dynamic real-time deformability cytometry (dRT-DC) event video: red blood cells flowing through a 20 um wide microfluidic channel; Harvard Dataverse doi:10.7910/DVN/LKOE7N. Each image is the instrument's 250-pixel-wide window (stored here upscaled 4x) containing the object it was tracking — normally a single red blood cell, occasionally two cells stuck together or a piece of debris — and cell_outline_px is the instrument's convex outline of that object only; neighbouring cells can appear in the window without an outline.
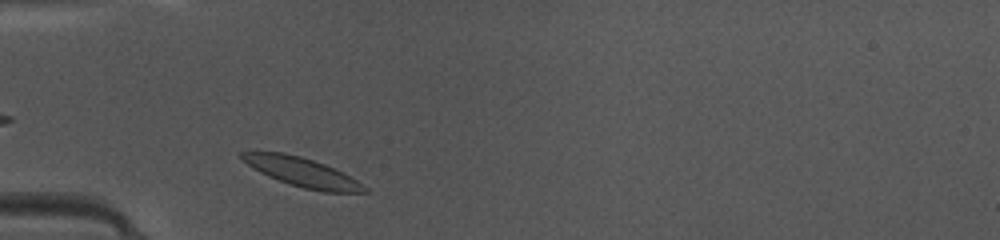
{"species": "common noctule bat (a hibernating species)", "species_latin": "Nyctalus noctula", "temperature_condition": "warm", "stored_images_in_passage": 34, "camera_frame_rate_fps": 3000, "um_per_image_px": 0.085, "animal": {"sex": "female", "body_mass_g": 10.0, "forearm_length_mm": 53.1}, "frame": {"image": 1, "passage_image": 1, "time_ms": 0.0, "image_size_px": [1000, 240], "cell_outline_px": [[368, 192], [324, 192], [304, 188], [280, 180], [260, 172], [252, 168], [240, 156], [240, 152], [284, 152], [300, 156], [324, 164], [356, 180], [368, 188]], "centroid_in_image_um": [25.68, 14.63], "position_along_channel_um": 59.3, "area_um2": 20.11}}
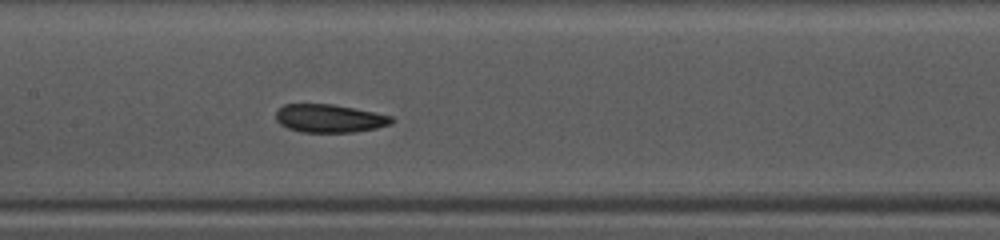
{"frame": {"image": 2, "passage_image": 10, "time_ms": 3.0, "image_size_px": [1000, 240], "cell_outline_px": [[396, 120], [392, 124], [376, 128], [352, 132], [300, 132], [288, 128], [280, 124], [276, 120], [276, 112], [284, 104], [332, 104], [392, 116]], "centroid_in_image_um": [28.01, 10.07], "position_along_channel_um": 179.4, "area_um2": 18.9}}
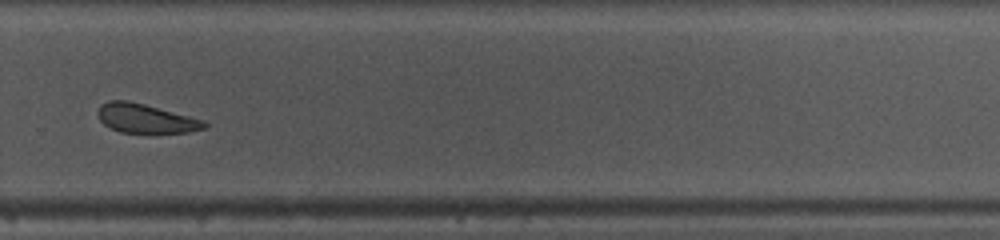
{"frame": {"image": 3, "passage_image": 20, "time_ms": 6.333, "image_size_px": [1000, 240], "cell_outline_px": [[208, 128], [188, 132], [152, 136], [120, 132], [104, 124], [100, 120], [96, 112], [100, 104], [108, 100], [128, 100], [144, 104], [204, 120], [208, 124]], "centroid_in_image_um": [12.4, 10.12], "position_along_channel_um": 317.4, "area_um2": 18.96}, "authors_computed_cell_mechanics": {"area_um2": 19.363, "velocity_mm_per_s": 4.1532, "shape_relaxation_time_tau1_ms": 4.8037, "shape_relaxation_time_tau2_ms": 2.622, "deformation_change_tau1": 0.1271, "deformation_change_tau2": 0.0833}}